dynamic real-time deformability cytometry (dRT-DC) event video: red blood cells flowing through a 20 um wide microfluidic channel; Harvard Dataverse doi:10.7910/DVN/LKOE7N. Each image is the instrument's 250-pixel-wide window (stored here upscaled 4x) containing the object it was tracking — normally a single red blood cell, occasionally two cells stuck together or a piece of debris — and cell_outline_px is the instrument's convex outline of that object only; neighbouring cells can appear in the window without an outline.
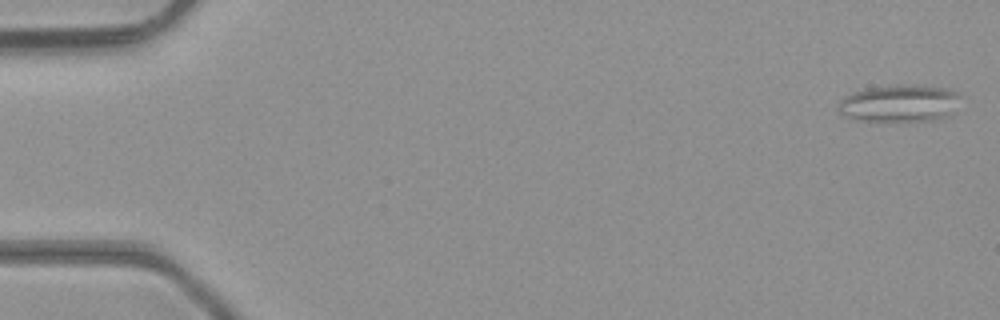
{"species": "common noctule bat (a hibernating species)", "species_latin": "Nyctalus noctula", "temperature_condition": "room temperature", "stored_images_in_passage": 4, "camera_frame_rate_fps": 3000, "um_per_image_px": 0.085, "animal": {"sex": "male", "body_mass_g": 23.1, "forearm_length_mm": 52.7}, "frame": {"image": 1, "passage_image": 1, "time_ms": 0.0, "image_size_px": [1000, 320], "cell_outline_px": [[960, 96], [952, 112], [948, 116], [932, 120], [860, 120], [844, 116], [836, 108], [840, 100], [844, 96], [852, 92], [868, 88], [896, 84], [912, 84], [948, 88], [956, 92]], "centroid_in_image_um": [76.43, 8.75], "position_along_channel_um": 8.6, "area_um2": 26.41}}